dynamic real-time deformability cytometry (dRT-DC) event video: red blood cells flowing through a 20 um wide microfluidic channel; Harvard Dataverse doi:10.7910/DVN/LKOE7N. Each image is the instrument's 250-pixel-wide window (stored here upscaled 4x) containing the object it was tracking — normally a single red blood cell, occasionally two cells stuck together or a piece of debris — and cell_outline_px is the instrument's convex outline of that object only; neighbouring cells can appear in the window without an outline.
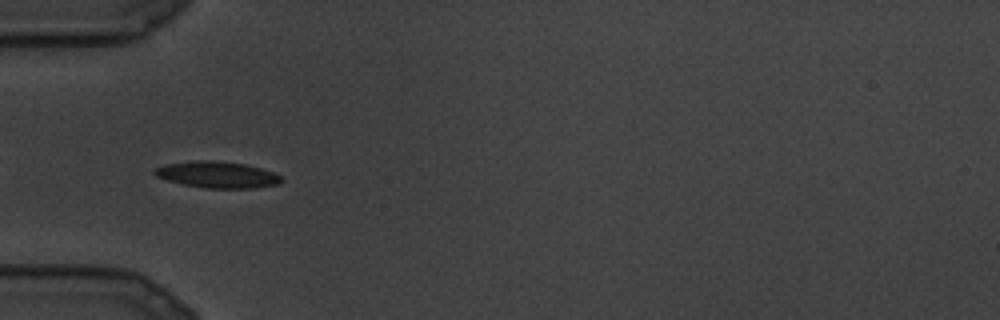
{"species": "common noctule bat (a hibernating species)", "species_latin": "Nyctalus noctula", "temperature_condition": "cold", "stored_images_in_passage": 9, "camera_frame_rate_fps": 3000, "um_per_image_px": 0.085, "animal": {"sex": "male", "body_mass_g": 19.5, "forearm_length_mm": 54.6}, "frame": {"image": 1, "passage_image": 8, "time_ms": 2.333, "image_size_px": [1000, 320], "cell_outline_px": [[284, 180], [280, 184], [252, 188], [208, 188], [184, 184], [168, 180], [156, 176], [152, 172], [156, 168], [164, 164], [196, 160], [216, 160], [244, 164], [260, 168], [272, 172], [280, 176]], "centroid_in_image_um": [18.47, 14.84], "position_along_channel_um": 66.5, "area_um2": 19.42}}